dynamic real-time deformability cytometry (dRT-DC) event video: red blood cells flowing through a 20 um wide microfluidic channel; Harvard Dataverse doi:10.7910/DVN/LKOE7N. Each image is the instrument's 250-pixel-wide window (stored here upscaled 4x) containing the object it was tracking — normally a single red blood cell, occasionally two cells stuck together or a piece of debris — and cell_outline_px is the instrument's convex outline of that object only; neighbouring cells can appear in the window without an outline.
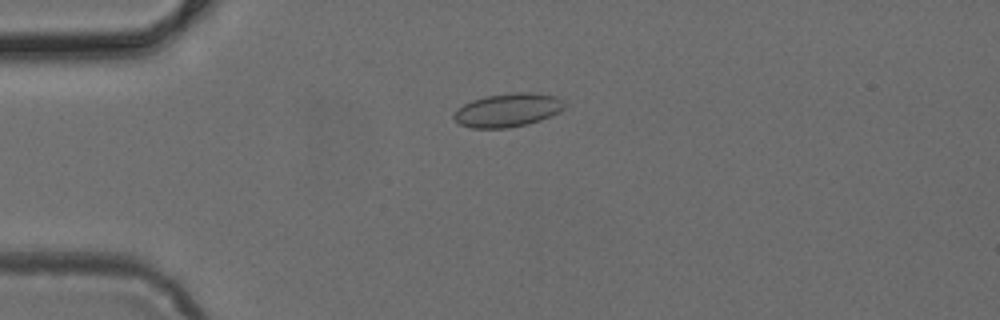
{"species": "common noctule bat (a hibernating species)", "species_latin": "Nyctalus noctula", "temperature_condition": "cold", "stored_images_in_passage": 4, "camera_frame_rate_fps": 3000, "um_per_image_px": 0.085, "animal": {"sex": "female", "body_mass_g": 24.6, "forearm_length_mm": 56.2}, "frame": {"image": 1, "passage_image": 3, "time_ms": 0.667, "image_size_px": [1000, 320], "cell_outline_px": [[564, 108], [560, 112], [540, 120], [528, 124], [508, 128], [472, 128], [460, 124], [452, 116], [456, 108], [472, 100], [484, 96], [516, 92], [532, 92], [556, 96], [564, 100]], "centroid_in_image_um": [43.16, 9.35], "position_along_channel_um": 41.8, "area_um2": 21.79}}